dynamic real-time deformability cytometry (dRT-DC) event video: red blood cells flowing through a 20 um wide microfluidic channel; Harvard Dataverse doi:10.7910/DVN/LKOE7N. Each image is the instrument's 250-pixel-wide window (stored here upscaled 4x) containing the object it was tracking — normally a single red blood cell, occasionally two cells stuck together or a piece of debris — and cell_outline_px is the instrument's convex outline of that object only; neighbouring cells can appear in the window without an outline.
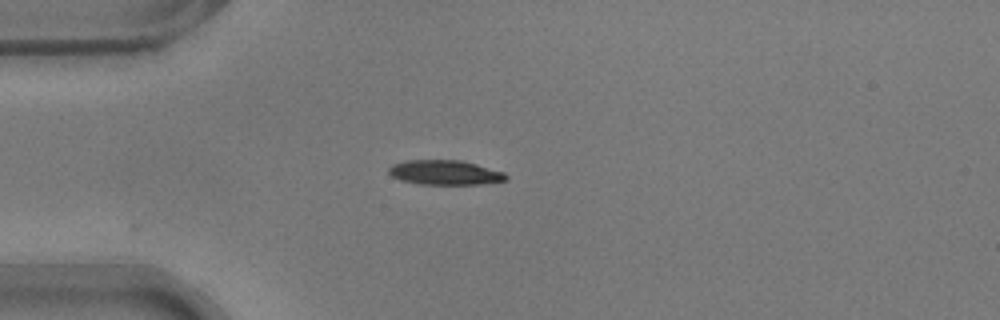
{"species": "common noctule bat (a hibernating species)", "species_latin": "Nyctalus noctula", "temperature_condition": "warm", "stored_images_in_passage": 3, "camera_frame_rate_fps": 3000, "um_per_image_px": 0.085, "animal": {"sex": "male", "body_mass_g": 17.9}, "frame": {"image": 1, "passage_image": 1, "time_ms": 0.0, "image_size_px": [1000, 320], "cell_outline_px": [[508, 180], [480, 184], [420, 184], [400, 180], [392, 176], [388, 172], [388, 168], [392, 164], [408, 160], [460, 160], [476, 164], [504, 172], [508, 176]], "centroid_in_image_um": [37.82, 14.66], "position_along_channel_um": 47.2, "area_um2": 16.82}}